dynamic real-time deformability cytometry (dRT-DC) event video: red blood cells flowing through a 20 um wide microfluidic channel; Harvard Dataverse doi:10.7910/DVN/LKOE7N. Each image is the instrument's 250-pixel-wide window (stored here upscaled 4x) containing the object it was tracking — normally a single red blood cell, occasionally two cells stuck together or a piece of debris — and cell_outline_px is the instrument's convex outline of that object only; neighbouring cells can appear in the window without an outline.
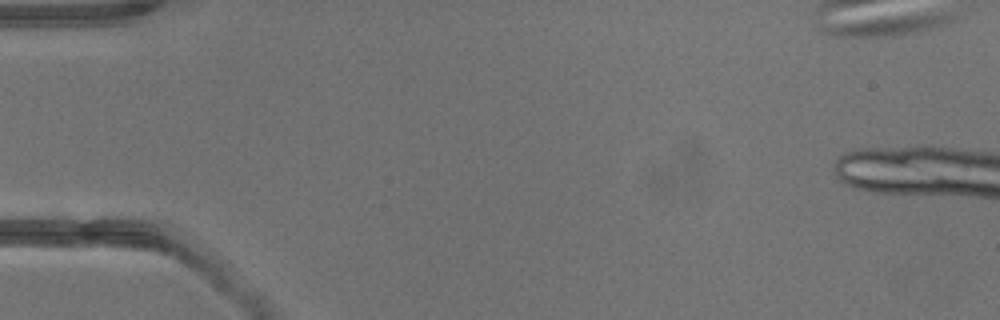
{"species": "common noctule bat (a hibernating species)", "species_latin": "Nyctalus noctula", "temperature_condition": "warm", "stored_images_in_passage": 5, "camera_frame_rate_fps": 3000, "um_per_image_px": 0.085, "animal": {"sex": "male", "body_mass_g": 13.3}, "frame": {"image": 1, "passage_image": 1, "time_ms": 0.0, "image_size_px": [1000, 320], "cell_outline_px": [[956, 20], [948, 24], [936, 28], [908, 36], [836, 36], [820, 32], [820, 28], [824, 24], [848, 20], [944, 12], [956, 16]], "centroid_in_image_um": [75.55, 2.16], "position_along_channel_um": 9.4, "area_um2": 15.78}}